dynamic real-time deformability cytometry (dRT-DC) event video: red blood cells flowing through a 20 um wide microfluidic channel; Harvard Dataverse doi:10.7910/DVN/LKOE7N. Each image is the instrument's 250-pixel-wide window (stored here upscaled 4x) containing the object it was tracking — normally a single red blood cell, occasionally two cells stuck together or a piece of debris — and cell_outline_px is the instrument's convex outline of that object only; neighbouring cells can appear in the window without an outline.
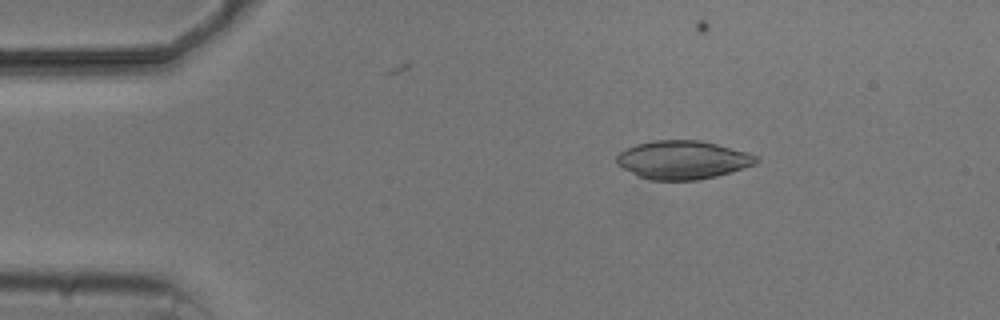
{"species": "common noctule bat (a hibernating species)", "species_latin": "Nyctalus noctula", "temperature_condition": "cold", "stored_images_in_passage": 5, "camera_frame_rate_fps": 3000, "um_per_image_px": 0.085, "animal": {"sex": "male", "body_mass_g": 20.5, "forearm_length_mm": 52.5}, "frame": {"image": 1, "passage_image": 3, "time_ms": 2.667, "image_size_px": [1000, 320], "cell_outline_px": [[760, 160], [756, 164], [732, 172], [716, 176], [696, 180], [648, 180], [616, 164], [616, 156], [624, 148], [636, 144], [656, 140], [700, 140], [748, 152], [760, 156]], "centroid_in_image_um": [58.06, 13.58], "position_along_channel_um": 26.9, "area_um2": 31.39}}
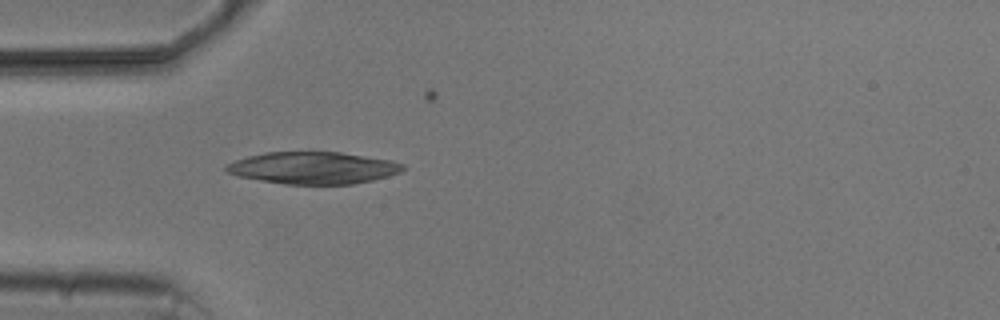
{"frame": {"image": 2, "passage_image": 5, "time_ms": 5.0, "image_size_px": [1000, 320], "cell_outline_px": [[404, 168], [400, 172], [388, 176], [372, 180], [352, 184], [284, 184], [240, 176], [228, 172], [224, 168], [228, 164], [236, 160], [248, 156], [264, 152], [340, 152], [392, 160], [404, 164]], "centroid_in_image_um": [26.65, 14.26], "position_along_channel_um": 58.3, "area_um2": 32.71}}